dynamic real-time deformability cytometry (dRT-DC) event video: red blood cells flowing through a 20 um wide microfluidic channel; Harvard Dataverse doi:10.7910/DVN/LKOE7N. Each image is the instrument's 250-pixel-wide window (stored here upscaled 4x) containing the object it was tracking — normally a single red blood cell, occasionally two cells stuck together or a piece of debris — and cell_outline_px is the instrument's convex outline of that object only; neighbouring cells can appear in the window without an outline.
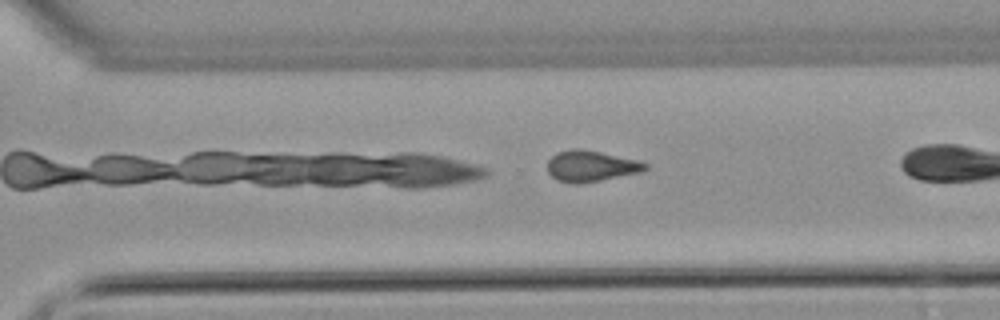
{"species": "common noctule bat (a hibernating species)", "species_latin": "Nyctalus noctula", "temperature_condition": "warm", "stored_images_in_passage": 27, "camera_frame_rate_fps": 3000, "um_per_image_px": 0.085, "animal": {"sex": "male", "body_mass_g": 21.5, "forearm_length_mm": 52.0}, "frame": {"image": 1, "passage_image": 23, "time_ms": 7.333, "image_size_px": [1000, 320], "cell_outline_px": [[648, 168], [640, 172], [580, 184], [572, 184], [556, 180], [548, 172], [548, 160], [556, 152], [572, 148], [580, 148], [640, 160], [648, 164]], "centroid_in_image_um": [50.21, 14.11], "position_along_channel_um": 320.4, "area_um2": 17.8}}